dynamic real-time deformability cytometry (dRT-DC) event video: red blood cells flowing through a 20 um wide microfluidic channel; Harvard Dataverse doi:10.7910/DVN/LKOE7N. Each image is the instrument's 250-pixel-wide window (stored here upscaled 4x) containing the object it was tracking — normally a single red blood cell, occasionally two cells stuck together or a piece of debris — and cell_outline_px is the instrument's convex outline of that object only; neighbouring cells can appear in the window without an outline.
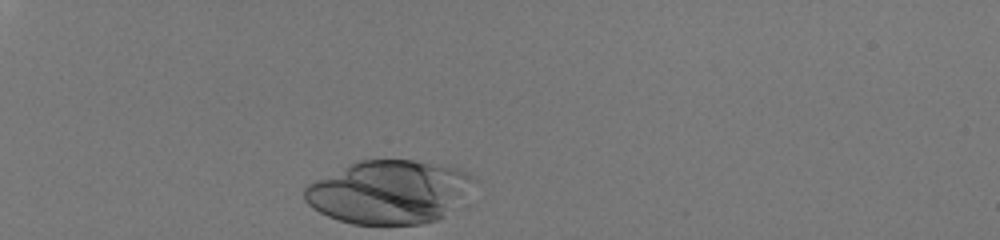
{"species": "human", "species_latin": "Homo sapiens", "temperature_condition": "room temperature", "stored_images_in_passage": 31, "camera_frame_rate_fps": 3000, "um_per_image_px": 0.085, "donor": {"sex": "male"}, "frame": {"image": 1, "passage_image": 1, "time_ms": 0.0, "image_size_px": [1000, 240], "cell_outline_px": [[480, 180], [444, 216], [436, 220], [420, 224], [352, 224], [328, 216], [312, 208], [304, 200], [304, 188], [308, 184], [348, 164], [360, 160], [412, 160], [456, 168], [468, 172]], "centroid_in_image_um": [33.08, 16.32], "position_along_channel_um": 51.9, "area_um2": 62.31}}